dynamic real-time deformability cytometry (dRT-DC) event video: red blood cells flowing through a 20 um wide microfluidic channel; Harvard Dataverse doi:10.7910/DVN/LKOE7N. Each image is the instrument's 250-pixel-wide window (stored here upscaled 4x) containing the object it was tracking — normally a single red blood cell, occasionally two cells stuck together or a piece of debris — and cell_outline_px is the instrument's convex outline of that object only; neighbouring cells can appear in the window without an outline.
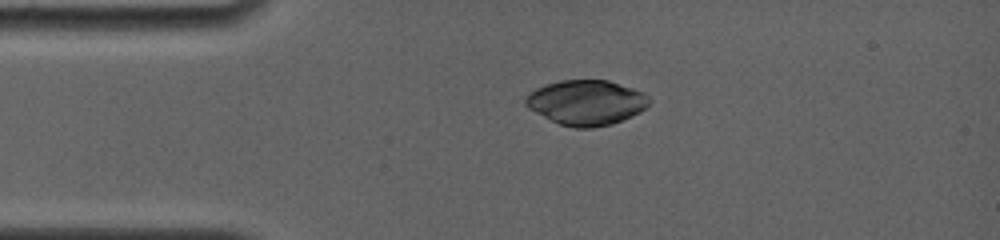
{"species": "common noctule bat (a hibernating species)", "species_latin": "Nyctalus noctula", "temperature_condition": "room temperature", "stored_images_in_passage": 33, "camera_frame_rate_fps": 4000, "um_per_image_px": 0.085, "animal": {"sex": "female", "body_mass_g": 19.0, "forearm_length_mm": 56.7}, "frame": {"image": 1, "passage_image": 2, "time_ms": 0.5, "image_size_px": [1000, 240], "cell_outline_px": [[652, 100], [640, 112], [632, 116], [612, 124], [592, 128], [576, 128], [560, 124], [528, 108], [524, 104], [524, 100], [536, 88], [560, 80], [608, 80], [644, 92]], "centroid_in_image_um": [49.87, 8.71], "position_along_channel_um": 35.1, "area_um2": 32.19}}